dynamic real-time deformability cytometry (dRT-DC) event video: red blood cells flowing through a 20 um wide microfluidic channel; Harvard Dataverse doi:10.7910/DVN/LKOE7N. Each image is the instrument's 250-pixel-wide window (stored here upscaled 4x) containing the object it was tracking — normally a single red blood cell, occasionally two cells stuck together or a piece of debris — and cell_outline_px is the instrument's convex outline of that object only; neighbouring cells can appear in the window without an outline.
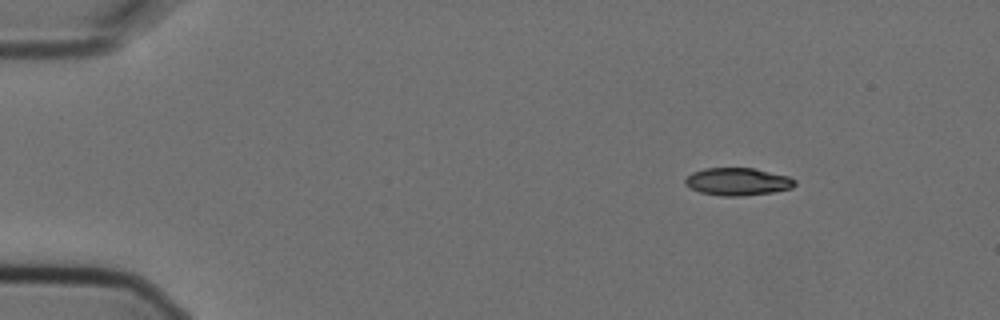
{"species": "Egyptian fruit bat (a non-hibernating species)", "species_latin": "Rousettus aegyptiacus", "temperature_condition": "cold", "stored_images_in_passage": 4, "segment_of_instrument_passage": [1, 2], "camera_frame_rate_fps": 3000, "um_per_image_px": 0.085, "animal": {"sex": "female"}, "frame": {"image": 1, "passage_image": 1, "time_ms": 0.0, "image_size_px": [1000, 320], "cell_outline_px": [[796, 184], [792, 188], [772, 192], [740, 196], [724, 196], [700, 192], [684, 184], [684, 180], [692, 172], [704, 168], [752, 168], [788, 176], [796, 180]], "centroid_in_image_um": [62.7, 15.43], "position_along_channel_um": 22.3, "area_um2": 17.51}}
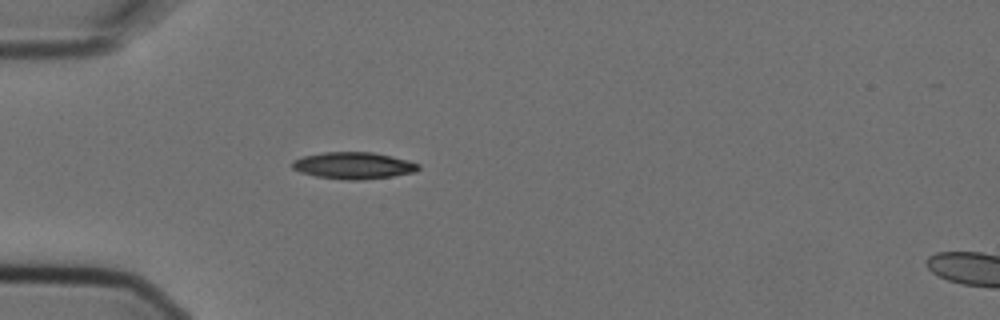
{"frame": {"image": 2, "passage_image": 3, "time_ms": 0.667, "image_size_px": [1000, 320], "cell_outline_px": [[420, 168], [416, 172], [392, 176], [360, 180], [348, 180], [316, 176], [300, 172], [292, 168], [292, 160], [304, 156], [324, 152], [372, 152], [420, 164]], "centroid_in_image_um": [30.02, 14.07], "position_along_channel_um": 55.0, "area_um2": 19.48}}